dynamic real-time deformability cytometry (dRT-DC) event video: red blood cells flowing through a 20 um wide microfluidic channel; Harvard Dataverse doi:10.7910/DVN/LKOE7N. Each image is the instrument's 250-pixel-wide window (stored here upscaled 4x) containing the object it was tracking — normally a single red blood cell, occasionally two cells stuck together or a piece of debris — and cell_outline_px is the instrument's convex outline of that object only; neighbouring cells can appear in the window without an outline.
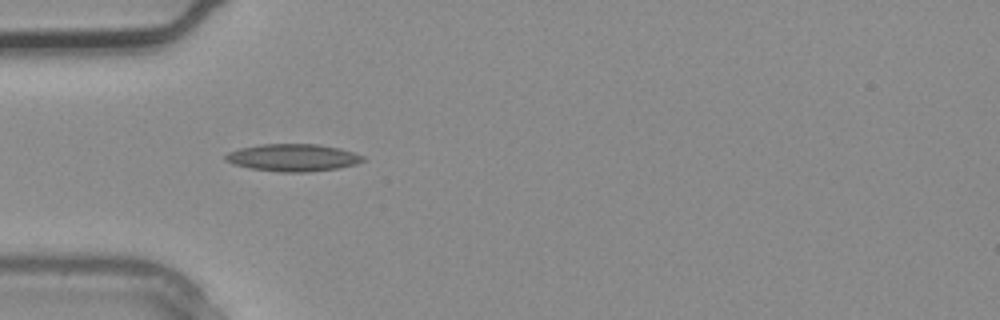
{"species": "common noctule bat (a hibernating species)", "species_latin": "Nyctalus noctula", "temperature_condition": "warm", "stored_images_in_passage": 1, "camera_frame_rate_fps": 3000, "um_per_image_px": 0.085, "animal": {"sex": "male", "body_mass_g": 20.4}, "frame": {"image": 1, "passage_image": 1, "time_ms": 0.0, "image_size_px": [1000, 320], "cell_outline_px": [[368, 160], [356, 164], [340, 168], [308, 172], [280, 172], [248, 168], [232, 164], [224, 160], [224, 156], [228, 152], [240, 148], [260, 144], [316, 144], [340, 148], [364, 156]], "centroid_in_image_um": [24.9, 13.4], "position_along_channel_um": 60.1, "area_um2": 22.14}}